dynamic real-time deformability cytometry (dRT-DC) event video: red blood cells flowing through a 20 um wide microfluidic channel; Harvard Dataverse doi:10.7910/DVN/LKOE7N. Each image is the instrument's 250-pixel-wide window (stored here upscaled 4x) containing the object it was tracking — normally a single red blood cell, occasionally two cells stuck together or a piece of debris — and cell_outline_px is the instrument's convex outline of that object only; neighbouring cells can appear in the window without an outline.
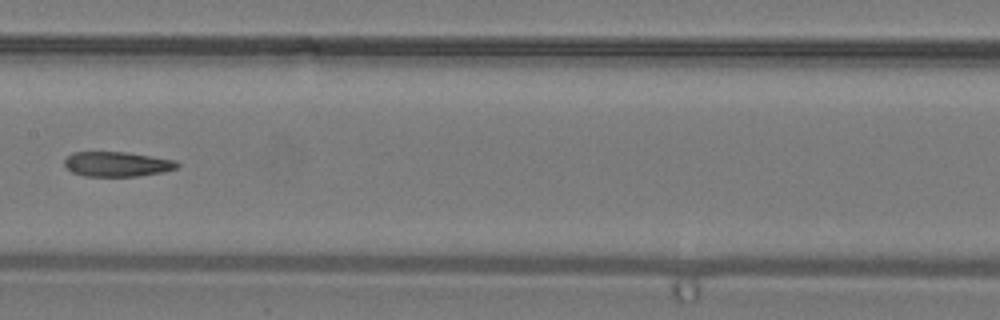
{"species": "common noctule bat (a hibernating species)", "species_latin": "Nyctalus noctula", "temperature_condition": "warm", "stored_images_in_passage": 33, "camera_frame_rate_fps": 3000, "um_per_image_px": 0.085, "animal": {"sex": "male", "body_mass_g": 19.2, "forearm_length_mm": 51.8}, "frame": {"image": 1, "passage_image": 19, "time_ms": 6.0, "image_size_px": [1000, 320], "cell_outline_px": [[180, 164], [176, 168], [164, 172], [136, 176], [84, 176], [72, 172], [64, 164], [64, 160], [72, 152], [128, 152], [176, 160]], "centroid_in_image_um": [9.97, 13.94], "position_along_channel_um": 197.4, "area_um2": 16.36}}